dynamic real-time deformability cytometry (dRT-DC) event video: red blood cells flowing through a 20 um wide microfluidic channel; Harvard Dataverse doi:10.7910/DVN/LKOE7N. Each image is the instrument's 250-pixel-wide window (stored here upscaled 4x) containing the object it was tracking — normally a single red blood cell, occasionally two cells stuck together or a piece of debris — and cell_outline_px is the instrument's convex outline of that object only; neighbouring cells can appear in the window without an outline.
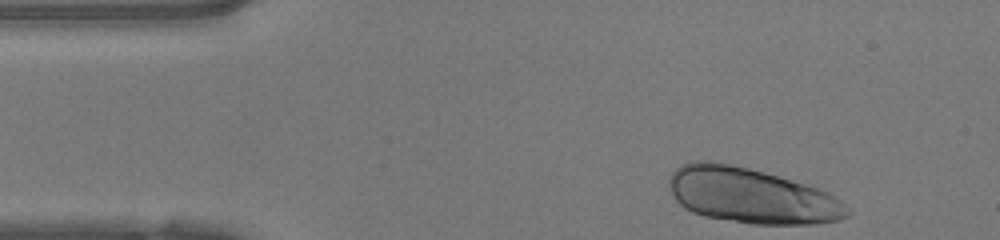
{"species": "human", "species_latin": "Homo sapiens", "temperature_condition": "warm", "stored_images_in_passage": 33, "camera_frame_rate_fps": 3000, "um_per_image_px": 0.085, "donor": {"sex": "female"}, "frame": {"image": 1, "passage_image": 1, "time_ms": 0.0, "image_size_px": [1000, 240], "cell_outline_px": [[852, 212], [848, 216], [836, 220], [816, 224], [752, 224], [704, 216], [692, 212], [684, 208], [676, 200], [668, 184], [668, 180], [672, 172], [676, 168], [692, 160], [708, 160], [748, 168], [764, 172], [804, 184], [816, 188], [840, 200]], "centroid_in_image_um": [63.81, 16.63], "position_along_channel_um": 21.2, "area_um2": 57.05}}
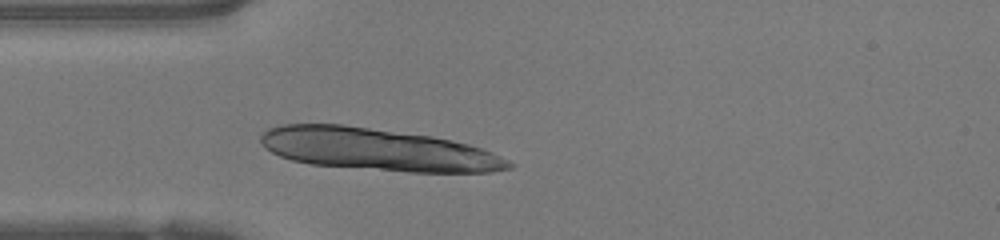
{"frame": {"image": 2, "passage_image": 8, "time_ms": 2.333, "image_size_px": [1000, 240], "cell_outline_px": [[512, 168], [488, 172], [408, 172], [308, 164], [292, 160], [280, 156], [264, 148], [260, 140], [260, 136], [268, 128], [284, 124], [344, 124], [432, 136], [468, 144], [480, 148], [500, 156], [508, 160], [512, 164]], "centroid_in_image_um": [32.06, 12.7], "position_along_channel_um": 52.9, "area_um2": 60.98}}